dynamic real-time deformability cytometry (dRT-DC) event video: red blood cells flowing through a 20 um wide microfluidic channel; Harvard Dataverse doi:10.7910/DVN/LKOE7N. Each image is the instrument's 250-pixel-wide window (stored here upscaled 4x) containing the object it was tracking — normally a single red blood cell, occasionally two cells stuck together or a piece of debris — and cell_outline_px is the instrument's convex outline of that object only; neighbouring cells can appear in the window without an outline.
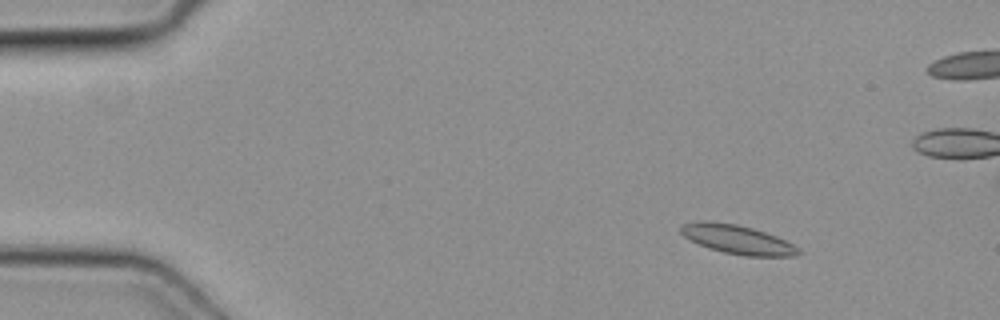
{"species": "common noctule bat (a hibernating species)", "species_latin": "Nyctalus noctula", "temperature_condition": "cold", "stored_images_in_passage": 15, "camera_frame_rate_fps": 3000, "um_per_image_px": 0.085, "animal": {"sex": "female", "body_mass_g": 19.3, "forearm_length_mm": 54.1}, "frame": {"image": 1, "passage_image": 7, "time_ms": 2.0, "image_size_px": [1000, 320], "cell_outline_px": [[800, 252], [796, 256], [744, 256], [724, 252], [708, 248], [684, 236], [680, 232], [680, 224], [696, 220], [708, 220], [736, 224], [752, 228], [776, 236], [800, 248]], "centroid_in_image_um": [62.64, 20.34], "position_along_channel_um": 22.4, "area_um2": 19.88}}